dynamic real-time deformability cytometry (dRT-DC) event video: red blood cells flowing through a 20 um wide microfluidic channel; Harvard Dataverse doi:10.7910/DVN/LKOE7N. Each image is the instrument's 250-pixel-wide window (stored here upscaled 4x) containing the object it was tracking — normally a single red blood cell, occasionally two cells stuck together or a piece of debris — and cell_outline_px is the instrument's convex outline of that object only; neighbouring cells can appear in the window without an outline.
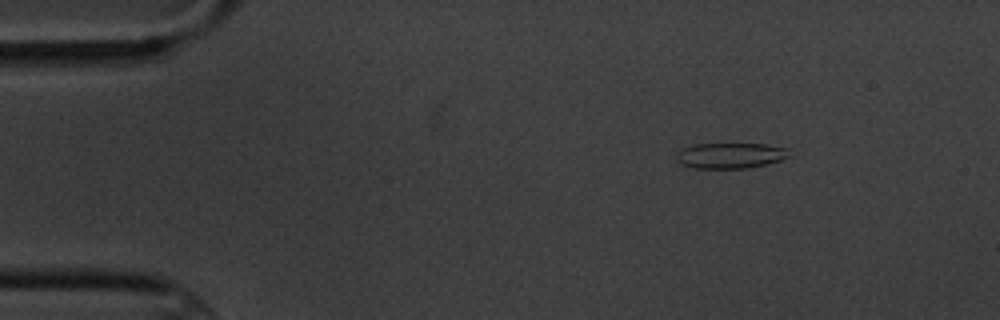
{"species": "common noctule bat (a hibernating species)", "species_latin": "Nyctalus noctula", "temperature_condition": "cold", "stored_images_in_passage": 9, "camera_frame_rate_fps": 3000, "um_per_image_px": 0.085, "animal": {"sex": "male", "body_mass_g": 20.1, "forearm_length_mm": 53.5}, "frame": {"image": 1, "passage_image": 1, "time_ms": 0.0, "image_size_px": [1000, 320], "cell_outline_px": [[792, 156], [768, 164], [748, 168], [696, 168], [680, 164], [676, 160], [676, 152], [680, 148], [692, 144], [768, 144], [788, 148]], "centroid_in_image_um": [62.08, 13.21], "position_along_channel_um": 22.9, "area_um2": 17.17}}
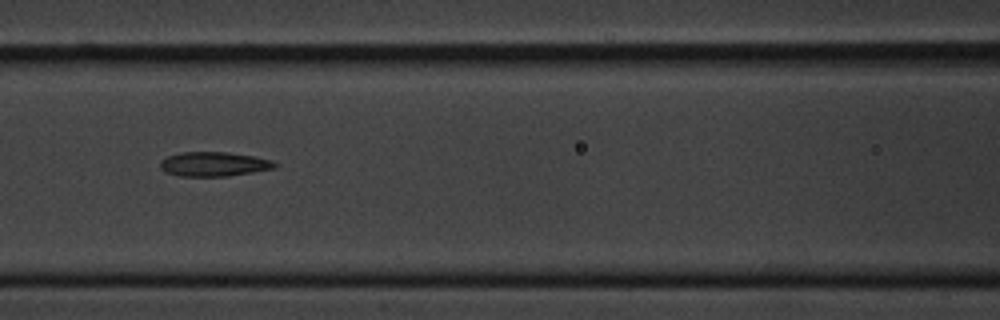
{"frame": {"image": 2, "passage_image": 6, "time_ms": 5.667, "image_size_px": [1000, 320], "cell_outline_px": [[276, 168], [228, 176], [180, 176], [164, 172], [160, 168], [160, 160], [168, 156], [180, 152], [228, 152], [256, 156], [272, 160], [276, 164]], "centroid_in_image_um": [18.16, 13.94], "position_along_channel_um": 148.4, "area_um2": 16.42}}
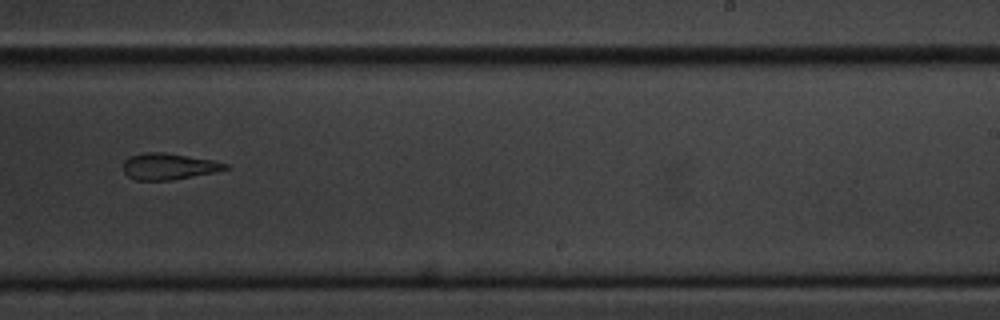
{"frame": {"image": 3, "passage_image": 9, "time_ms": 9.333, "image_size_px": [1000, 320], "cell_outline_px": [[228, 168], [216, 172], [172, 180], [136, 180], [128, 176], [124, 172], [124, 160], [128, 156], [144, 152], [164, 152], [216, 160], [228, 164]], "centroid_in_image_um": [14.35, 14.13], "position_along_channel_um": 274.7, "area_um2": 15.84}}